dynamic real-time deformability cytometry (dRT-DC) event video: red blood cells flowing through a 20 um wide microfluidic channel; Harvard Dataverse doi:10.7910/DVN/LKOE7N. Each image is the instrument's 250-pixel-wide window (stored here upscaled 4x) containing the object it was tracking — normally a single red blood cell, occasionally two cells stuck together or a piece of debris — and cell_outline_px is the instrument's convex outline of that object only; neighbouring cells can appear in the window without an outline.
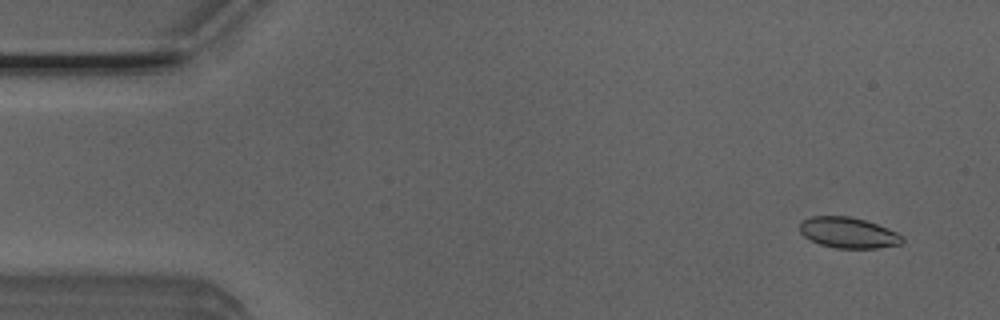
{"species": "Egyptian fruit bat (a non-hibernating species)", "species_latin": "Rousettus aegyptiacus", "temperature_condition": "room temperature", "stored_images_in_passage": 53, "segment_of_instrument_passage": [1, 2], "camera_frame_rate_fps": 3000, "um_per_image_px": 0.085, "animal": {"sex": "male"}, "frame": {"image": 1, "passage_image": 3, "time_ms": 0.667, "image_size_px": [1000, 320], "cell_outline_px": [[904, 240], [900, 244], [880, 248], [836, 248], [820, 244], [804, 236], [800, 232], [800, 220], [812, 216], [852, 216], [876, 224], [896, 232], [904, 236]], "centroid_in_image_um": [72.1, 19.77], "position_along_channel_um": 12.9, "area_um2": 18.38}}
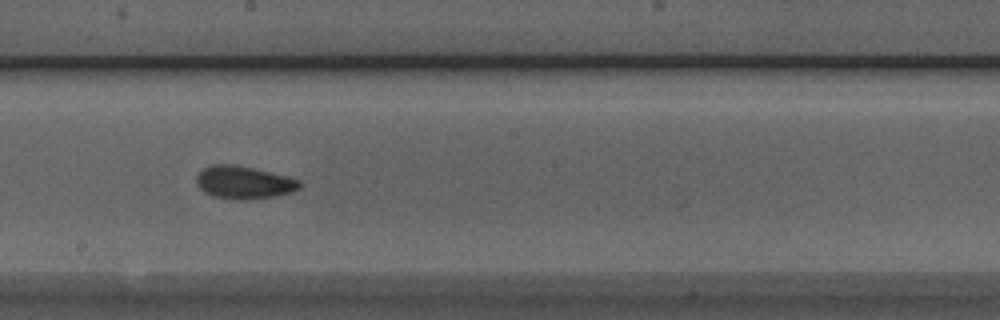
{"frame": {"image": 2, "passage_image": 28, "time_ms": 9.0, "image_size_px": [1000, 320], "cell_outline_px": [[300, 188], [292, 192], [276, 196], [244, 200], [240, 200], [212, 196], [204, 192], [196, 184], [196, 172], [212, 164], [236, 164], [288, 176], [300, 180]], "centroid_in_image_um": [20.7, 15.5], "position_along_channel_um": 227.5, "area_um2": 19.94}}
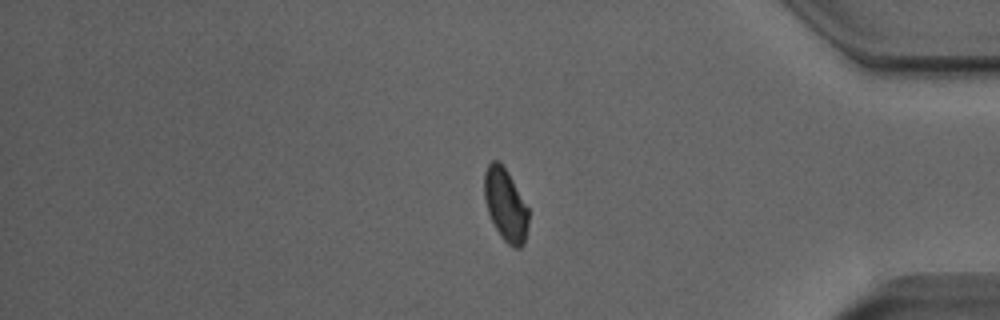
{"frame": {"image": 3, "passage_image": 43, "time_ms": 14.0, "image_size_px": [1000, 320], "cell_outline_px": [[528, 224], [524, 244], [520, 248], [512, 248], [500, 236], [488, 212], [484, 200], [484, 172], [488, 164], [492, 160], [496, 160], [508, 172], [528, 208]], "centroid_in_image_um": [42.96, 17.43], "position_along_channel_um": 392.2, "area_um2": 18.55}}